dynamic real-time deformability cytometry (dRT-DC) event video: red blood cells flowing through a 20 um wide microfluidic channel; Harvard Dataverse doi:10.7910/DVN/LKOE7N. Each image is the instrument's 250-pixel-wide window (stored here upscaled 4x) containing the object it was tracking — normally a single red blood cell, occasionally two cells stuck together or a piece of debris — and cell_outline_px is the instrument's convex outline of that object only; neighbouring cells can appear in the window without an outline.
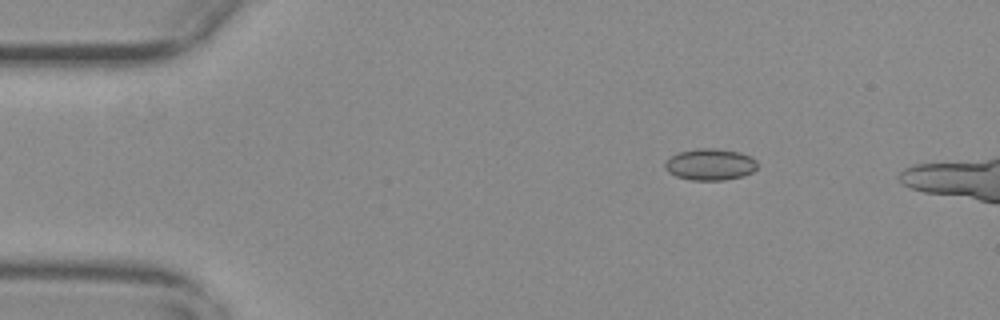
{"species": "common noctule bat (a hibernating species)", "species_latin": "Nyctalus noctula", "temperature_condition": "warm", "stored_images_in_passage": 13, "camera_frame_rate_fps": 3000, "um_per_image_px": 0.085, "animal": {"sex": "female", "body_mass_g": 29.2, "forearm_length_mm": 56.3}, "frame": {"image": 1, "passage_image": 8, "time_ms": 2.333, "image_size_px": [1000, 320], "cell_outline_px": [[756, 168], [752, 172], [744, 176], [724, 180], [692, 180], [676, 176], [668, 172], [664, 168], [664, 164], [672, 156], [680, 152], [696, 148], [716, 148], [740, 152], [752, 156], [756, 160]], "centroid_in_image_um": [60.38, 13.97], "position_along_channel_um": 24.6, "area_um2": 17.05}}